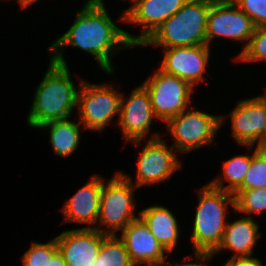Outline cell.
Returning <instances> with one entry per match:
<instances>
[{
    "label": "cell",
    "mask_w": 266,
    "mask_h": 266,
    "mask_svg": "<svg viewBox=\"0 0 266 266\" xmlns=\"http://www.w3.org/2000/svg\"><path fill=\"white\" fill-rule=\"evenodd\" d=\"M86 1L68 31L50 45V60L68 66L62 51L64 46H73L92 54L100 68L113 75L110 57L134 46L128 41L125 30L112 21L104 6Z\"/></svg>",
    "instance_id": "cell-1"
},
{
    "label": "cell",
    "mask_w": 266,
    "mask_h": 266,
    "mask_svg": "<svg viewBox=\"0 0 266 266\" xmlns=\"http://www.w3.org/2000/svg\"><path fill=\"white\" fill-rule=\"evenodd\" d=\"M41 83L38 84L34 100L27 117L28 125L38 128L41 125L70 118L77 107L76 89L68 66L50 60L49 67Z\"/></svg>",
    "instance_id": "cell-2"
},
{
    "label": "cell",
    "mask_w": 266,
    "mask_h": 266,
    "mask_svg": "<svg viewBox=\"0 0 266 266\" xmlns=\"http://www.w3.org/2000/svg\"><path fill=\"white\" fill-rule=\"evenodd\" d=\"M199 204L193 221L195 253L211 255L220 245L225 228L227 206L235 210L233 193L215 189L209 183L198 190Z\"/></svg>",
    "instance_id": "cell-3"
},
{
    "label": "cell",
    "mask_w": 266,
    "mask_h": 266,
    "mask_svg": "<svg viewBox=\"0 0 266 266\" xmlns=\"http://www.w3.org/2000/svg\"><path fill=\"white\" fill-rule=\"evenodd\" d=\"M210 6L211 0H188L141 46L172 48L207 44L206 24Z\"/></svg>",
    "instance_id": "cell-4"
},
{
    "label": "cell",
    "mask_w": 266,
    "mask_h": 266,
    "mask_svg": "<svg viewBox=\"0 0 266 266\" xmlns=\"http://www.w3.org/2000/svg\"><path fill=\"white\" fill-rule=\"evenodd\" d=\"M111 178L103 182L97 219V224L106 226L107 230L101 226L93 227L106 235H116L115 232L122 231L130 222L139 218L134 213V191L137 187L130 175L117 172Z\"/></svg>",
    "instance_id": "cell-5"
},
{
    "label": "cell",
    "mask_w": 266,
    "mask_h": 266,
    "mask_svg": "<svg viewBox=\"0 0 266 266\" xmlns=\"http://www.w3.org/2000/svg\"><path fill=\"white\" fill-rule=\"evenodd\" d=\"M196 108H187L166 122L169 135L175 142L172 147L177 152L188 153L203 145H212L222 126L223 116L207 114Z\"/></svg>",
    "instance_id": "cell-6"
},
{
    "label": "cell",
    "mask_w": 266,
    "mask_h": 266,
    "mask_svg": "<svg viewBox=\"0 0 266 266\" xmlns=\"http://www.w3.org/2000/svg\"><path fill=\"white\" fill-rule=\"evenodd\" d=\"M77 111L85 129L102 131L107 124L119 116L122 94L109 84H91L80 80Z\"/></svg>",
    "instance_id": "cell-7"
},
{
    "label": "cell",
    "mask_w": 266,
    "mask_h": 266,
    "mask_svg": "<svg viewBox=\"0 0 266 266\" xmlns=\"http://www.w3.org/2000/svg\"><path fill=\"white\" fill-rule=\"evenodd\" d=\"M142 85L150 95L156 119L163 122H167L189 108L192 101L194 87L187 81L165 73L159 68Z\"/></svg>",
    "instance_id": "cell-8"
},
{
    "label": "cell",
    "mask_w": 266,
    "mask_h": 266,
    "mask_svg": "<svg viewBox=\"0 0 266 266\" xmlns=\"http://www.w3.org/2000/svg\"><path fill=\"white\" fill-rule=\"evenodd\" d=\"M255 26L251 19L232 0H211L207 15V45L214 38H226L237 42L249 43Z\"/></svg>",
    "instance_id": "cell-9"
},
{
    "label": "cell",
    "mask_w": 266,
    "mask_h": 266,
    "mask_svg": "<svg viewBox=\"0 0 266 266\" xmlns=\"http://www.w3.org/2000/svg\"><path fill=\"white\" fill-rule=\"evenodd\" d=\"M163 140L159 133H155L143 146L136 165V181L133 183L137 188L164 180L167 182L181 168L176 150L172 146L169 148Z\"/></svg>",
    "instance_id": "cell-10"
},
{
    "label": "cell",
    "mask_w": 266,
    "mask_h": 266,
    "mask_svg": "<svg viewBox=\"0 0 266 266\" xmlns=\"http://www.w3.org/2000/svg\"><path fill=\"white\" fill-rule=\"evenodd\" d=\"M188 0H136L123 11L122 22L143 27L139 36L125 31L128 41L133 46H141L152 33L166 20L173 16Z\"/></svg>",
    "instance_id": "cell-11"
},
{
    "label": "cell",
    "mask_w": 266,
    "mask_h": 266,
    "mask_svg": "<svg viewBox=\"0 0 266 266\" xmlns=\"http://www.w3.org/2000/svg\"><path fill=\"white\" fill-rule=\"evenodd\" d=\"M238 102L230 114L231 134L241 146L258 147L266 132V94Z\"/></svg>",
    "instance_id": "cell-12"
},
{
    "label": "cell",
    "mask_w": 266,
    "mask_h": 266,
    "mask_svg": "<svg viewBox=\"0 0 266 266\" xmlns=\"http://www.w3.org/2000/svg\"><path fill=\"white\" fill-rule=\"evenodd\" d=\"M154 118L150 95L142 84L130 93L127 100L122 95L117 120L127 143L140 144L146 133L152 128Z\"/></svg>",
    "instance_id": "cell-13"
},
{
    "label": "cell",
    "mask_w": 266,
    "mask_h": 266,
    "mask_svg": "<svg viewBox=\"0 0 266 266\" xmlns=\"http://www.w3.org/2000/svg\"><path fill=\"white\" fill-rule=\"evenodd\" d=\"M210 48L207 44L164 48V58L159 69L195 87L205 78L204 72L209 63Z\"/></svg>",
    "instance_id": "cell-14"
},
{
    "label": "cell",
    "mask_w": 266,
    "mask_h": 266,
    "mask_svg": "<svg viewBox=\"0 0 266 266\" xmlns=\"http://www.w3.org/2000/svg\"><path fill=\"white\" fill-rule=\"evenodd\" d=\"M107 235L94 228L63 231L55 240L67 266H93Z\"/></svg>",
    "instance_id": "cell-15"
},
{
    "label": "cell",
    "mask_w": 266,
    "mask_h": 266,
    "mask_svg": "<svg viewBox=\"0 0 266 266\" xmlns=\"http://www.w3.org/2000/svg\"><path fill=\"white\" fill-rule=\"evenodd\" d=\"M119 238L125 244L135 266H153L167 258L165 253L168 251L156 240L140 217L130 222L121 231Z\"/></svg>",
    "instance_id": "cell-16"
},
{
    "label": "cell",
    "mask_w": 266,
    "mask_h": 266,
    "mask_svg": "<svg viewBox=\"0 0 266 266\" xmlns=\"http://www.w3.org/2000/svg\"><path fill=\"white\" fill-rule=\"evenodd\" d=\"M90 179L65 202L61 209L65 217L64 222L72 221L91 225V227L84 228H93V224L97 225L104 179L99 175H94Z\"/></svg>",
    "instance_id": "cell-17"
},
{
    "label": "cell",
    "mask_w": 266,
    "mask_h": 266,
    "mask_svg": "<svg viewBox=\"0 0 266 266\" xmlns=\"http://www.w3.org/2000/svg\"><path fill=\"white\" fill-rule=\"evenodd\" d=\"M258 229L259 225L251 216L228 222L220 245L210 257L224 249L235 252L231 258L252 257L255 243L261 238Z\"/></svg>",
    "instance_id": "cell-18"
},
{
    "label": "cell",
    "mask_w": 266,
    "mask_h": 266,
    "mask_svg": "<svg viewBox=\"0 0 266 266\" xmlns=\"http://www.w3.org/2000/svg\"><path fill=\"white\" fill-rule=\"evenodd\" d=\"M139 217L156 240L171 253L179 239V223L173 213L164 206H151L139 211Z\"/></svg>",
    "instance_id": "cell-19"
},
{
    "label": "cell",
    "mask_w": 266,
    "mask_h": 266,
    "mask_svg": "<svg viewBox=\"0 0 266 266\" xmlns=\"http://www.w3.org/2000/svg\"><path fill=\"white\" fill-rule=\"evenodd\" d=\"M80 122L70 121L68 118L51 121L38 127L49 129L50 143L54 153L61 157L70 156L80 143Z\"/></svg>",
    "instance_id": "cell-20"
},
{
    "label": "cell",
    "mask_w": 266,
    "mask_h": 266,
    "mask_svg": "<svg viewBox=\"0 0 266 266\" xmlns=\"http://www.w3.org/2000/svg\"><path fill=\"white\" fill-rule=\"evenodd\" d=\"M252 160V153L250 155H237L224 161L223 164V177H217L210 181V185L219 190L234 193L242 184L245 175L250 168ZM224 180L228 182L224 186Z\"/></svg>",
    "instance_id": "cell-21"
},
{
    "label": "cell",
    "mask_w": 266,
    "mask_h": 266,
    "mask_svg": "<svg viewBox=\"0 0 266 266\" xmlns=\"http://www.w3.org/2000/svg\"><path fill=\"white\" fill-rule=\"evenodd\" d=\"M93 266H135L125 244L117 235H107L102 240L97 259Z\"/></svg>",
    "instance_id": "cell-22"
},
{
    "label": "cell",
    "mask_w": 266,
    "mask_h": 266,
    "mask_svg": "<svg viewBox=\"0 0 266 266\" xmlns=\"http://www.w3.org/2000/svg\"><path fill=\"white\" fill-rule=\"evenodd\" d=\"M233 195L236 213L260 214L266 210V188L236 190Z\"/></svg>",
    "instance_id": "cell-23"
},
{
    "label": "cell",
    "mask_w": 266,
    "mask_h": 266,
    "mask_svg": "<svg viewBox=\"0 0 266 266\" xmlns=\"http://www.w3.org/2000/svg\"><path fill=\"white\" fill-rule=\"evenodd\" d=\"M255 148L250 168L244 177L243 184L237 190L266 188V151L257 146Z\"/></svg>",
    "instance_id": "cell-24"
},
{
    "label": "cell",
    "mask_w": 266,
    "mask_h": 266,
    "mask_svg": "<svg viewBox=\"0 0 266 266\" xmlns=\"http://www.w3.org/2000/svg\"><path fill=\"white\" fill-rule=\"evenodd\" d=\"M236 61H266V25L255 27L246 48L235 58Z\"/></svg>",
    "instance_id": "cell-25"
},
{
    "label": "cell",
    "mask_w": 266,
    "mask_h": 266,
    "mask_svg": "<svg viewBox=\"0 0 266 266\" xmlns=\"http://www.w3.org/2000/svg\"><path fill=\"white\" fill-rule=\"evenodd\" d=\"M58 250L55 238L47 243L32 242L30 248L23 254V266H46L47 260Z\"/></svg>",
    "instance_id": "cell-26"
},
{
    "label": "cell",
    "mask_w": 266,
    "mask_h": 266,
    "mask_svg": "<svg viewBox=\"0 0 266 266\" xmlns=\"http://www.w3.org/2000/svg\"><path fill=\"white\" fill-rule=\"evenodd\" d=\"M255 27L266 25V0H232Z\"/></svg>",
    "instance_id": "cell-27"
},
{
    "label": "cell",
    "mask_w": 266,
    "mask_h": 266,
    "mask_svg": "<svg viewBox=\"0 0 266 266\" xmlns=\"http://www.w3.org/2000/svg\"><path fill=\"white\" fill-rule=\"evenodd\" d=\"M223 266H263V263L257 258L242 257L230 258Z\"/></svg>",
    "instance_id": "cell-28"
},
{
    "label": "cell",
    "mask_w": 266,
    "mask_h": 266,
    "mask_svg": "<svg viewBox=\"0 0 266 266\" xmlns=\"http://www.w3.org/2000/svg\"><path fill=\"white\" fill-rule=\"evenodd\" d=\"M194 257H195L196 262H198V263H194V262L191 263L190 262V263H184V264H176V265L172 264L171 265L169 263H166L167 261H166V259H164L158 263H155L153 266H160V265H162V266H208V265L204 264L203 262L204 261L208 262V260L211 259L210 255L203 254V253H195V252H194ZM201 263H203V264H201Z\"/></svg>",
    "instance_id": "cell-29"
},
{
    "label": "cell",
    "mask_w": 266,
    "mask_h": 266,
    "mask_svg": "<svg viewBox=\"0 0 266 266\" xmlns=\"http://www.w3.org/2000/svg\"><path fill=\"white\" fill-rule=\"evenodd\" d=\"M46 266H67L62 254L57 250L50 259L47 260Z\"/></svg>",
    "instance_id": "cell-30"
},
{
    "label": "cell",
    "mask_w": 266,
    "mask_h": 266,
    "mask_svg": "<svg viewBox=\"0 0 266 266\" xmlns=\"http://www.w3.org/2000/svg\"><path fill=\"white\" fill-rule=\"evenodd\" d=\"M22 9L28 8L33 3L37 2V0H18L17 1Z\"/></svg>",
    "instance_id": "cell-31"
},
{
    "label": "cell",
    "mask_w": 266,
    "mask_h": 266,
    "mask_svg": "<svg viewBox=\"0 0 266 266\" xmlns=\"http://www.w3.org/2000/svg\"><path fill=\"white\" fill-rule=\"evenodd\" d=\"M88 1L105 7V4L103 3L104 0H88ZM127 1H131L133 5L136 0H127Z\"/></svg>",
    "instance_id": "cell-32"
},
{
    "label": "cell",
    "mask_w": 266,
    "mask_h": 266,
    "mask_svg": "<svg viewBox=\"0 0 266 266\" xmlns=\"http://www.w3.org/2000/svg\"><path fill=\"white\" fill-rule=\"evenodd\" d=\"M259 149L266 151V132H265V137L262 139V142L258 146Z\"/></svg>",
    "instance_id": "cell-33"
}]
</instances>
